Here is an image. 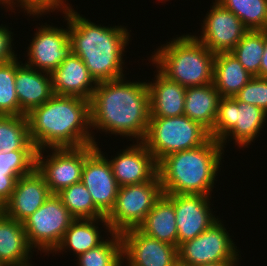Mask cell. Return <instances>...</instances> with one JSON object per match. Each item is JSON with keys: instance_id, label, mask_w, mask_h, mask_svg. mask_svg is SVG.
<instances>
[{"instance_id": "74e56055", "label": "cell", "mask_w": 267, "mask_h": 266, "mask_svg": "<svg viewBox=\"0 0 267 266\" xmlns=\"http://www.w3.org/2000/svg\"><path fill=\"white\" fill-rule=\"evenodd\" d=\"M260 77L267 78V30H264V53L261 58Z\"/></svg>"}, {"instance_id": "ac0fdd59", "label": "cell", "mask_w": 267, "mask_h": 266, "mask_svg": "<svg viewBox=\"0 0 267 266\" xmlns=\"http://www.w3.org/2000/svg\"><path fill=\"white\" fill-rule=\"evenodd\" d=\"M50 195L45 178L35 168L17 180L12 195L0 210L8 217L22 223L39 209Z\"/></svg>"}, {"instance_id": "ab89813d", "label": "cell", "mask_w": 267, "mask_h": 266, "mask_svg": "<svg viewBox=\"0 0 267 266\" xmlns=\"http://www.w3.org/2000/svg\"><path fill=\"white\" fill-rule=\"evenodd\" d=\"M1 4H2V6H4V8L6 7V9H8L7 6L5 5V3L2 0H0V5Z\"/></svg>"}, {"instance_id": "d590c367", "label": "cell", "mask_w": 267, "mask_h": 266, "mask_svg": "<svg viewBox=\"0 0 267 266\" xmlns=\"http://www.w3.org/2000/svg\"><path fill=\"white\" fill-rule=\"evenodd\" d=\"M13 34L8 27L0 25V64L16 59L17 54L13 50Z\"/></svg>"}, {"instance_id": "ba28073f", "label": "cell", "mask_w": 267, "mask_h": 266, "mask_svg": "<svg viewBox=\"0 0 267 266\" xmlns=\"http://www.w3.org/2000/svg\"><path fill=\"white\" fill-rule=\"evenodd\" d=\"M163 194L158 174L150 181L119 187L114 207L105 217L111 231L138 228Z\"/></svg>"}, {"instance_id": "277c9868", "label": "cell", "mask_w": 267, "mask_h": 266, "mask_svg": "<svg viewBox=\"0 0 267 266\" xmlns=\"http://www.w3.org/2000/svg\"><path fill=\"white\" fill-rule=\"evenodd\" d=\"M223 151L220 142L210 138L199 147L162 158L157 168L163 194L211 196Z\"/></svg>"}, {"instance_id": "4dcf8cb0", "label": "cell", "mask_w": 267, "mask_h": 266, "mask_svg": "<svg viewBox=\"0 0 267 266\" xmlns=\"http://www.w3.org/2000/svg\"><path fill=\"white\" fill-rule=\"evenodd\" d=\"M248 30H267V0H216Z\"/></svg>"}, {"instance_id": "2e32d148", "label": "cell", "mask_w": 267, "mask_h": 266, "mask_svg": "<svg viewBox=\"0 0 267 266\" xmlns=\"http://www.w3.org/2000/svg\"><path fill=\"white\" fill-rule=\"evenodd\" d=\"M126 266H175L177 247L149 237L138 228L121 233Z\"/></svg>"}, {"instance_id": "5b68a950", "label": "cell", "mask_w": 267, "mask_h": 266, "mask_svg": "<svg viewBox=\"0 0 267 266\" xmlns=\"http://www.w3.org/2000/svg\"><path fill=\"white\" fill-rule=\"evenodd\" d=\"M153 54L152 64L185 88L213 83L215 54L194 35L173 38Z\"/></svg>"}, {"instance_id": "e0dca14e", "label": "cell", "mask_w": 267, "mask_h": 266, "mask_svg": "<svg viewBox=\"0 0 267 266\" xmlns=\"http://www.w3.org/2000/svg\"><path fill=\"white\" fill-rule=\"evenodd\" d=\"M119 187L141 184L158 174L157 162L143 142L132 144L108 159Z\"/></svg>"}, {"instance_id": "7c38bea8", "label": "cell", "mask_w": 267, "mask_h": 266, "mask_svg": "<svg viewBox=\"0 0 267 266\" xmlns=\"http://www.w3.org/2000/svg\"><path fill=\"white\" fill-rule=\"evenodd\" d=\"M44 157V149L36 153V169L45 178L51 194L81 181L85 163V146L77 148H50ZM46 158V159H45ZM46 160V161H45Z\"/></svg>"}, {"instance_id": "4316f807", "label": "cell", "mask_w": 267, "mask_h": 266, "mask_svg": "<svg viewBox=\"0 0 267 266\" xmlns=\"http://www.w3.org/2000/svg\"><path fill=\"white\" fill-rule=\"evenodd\" d=\"M37 150L31 142L26 115H0V152Z\"/></svg>"}, {"instance_id": "484cf974", "label": "cell", "mask_w": 267, "mask_h": 266, "mask_svg": "<svg viewBox=\"0 0 267 266\" xmlns=\"http://www.w3.org/2000/svg\"><path fill=\"white\" fill-rule=\"evenodd\" d=\"M253 77L231 52L215 54L213 83L221 97H234Z\"/></svg>"}, {"instance_id": "7a4b0ae2", "label": "cell", "mask_w": 267, "mask_h": 266, "mask_svg": "<svg viewBox=\"0 0 267 266\" xmlns=\"http://www.w3.org/2000/svg\"><path fill=\"white\" fill-rule=\"evenodd\" d=\"M29 136L37 151L97 145L90 123V101L54 94L26 114Z\"/></svg>"}, {"instance_id": "8992f818", "label": "cell", "mask_w": 267, "mask_h": 266, "mask_svg": "<svg viewBox=\"0 0 267 266\" xmlns=\"http://www.w3.org/2000/svg\"><path fill=\"white\" fill-rule=\"evenodd\" d=\"M210 138L206 128L184 114L176 117H150L142 142L158 163L169 154L194 149Z\"/></svg>"}, {"instance_id": "9c48e42d", "label": "cell", "mask_w": 267, "mask_h": 266, "mask_svg": "<svg viewBox=\"0 0 267 266\" xmlns=\"http://www.w3.org/2000/svg\"><path fill=\"white\" fill-rule=\"evenodd\" d=\"M75 218L56 194H51L44 204L23 222L27 240L32 248L45 254L52 253L60 244L65 231Z\"/></svg>"}, {"instance_id": "ffe728a7", "label": "cell", "mask_w": 267, "mask_h": 266, "mask_svg": "<svg viewBox=\"0 0 267 266\" xmlns=\"http://www.w3.org/2000/svg\"><path fill=\"white\" fill-rule=\"evenodd\" d=\"M51 76L53 92L57 95L76 96L90 101L97 85L81 58L73 53Z\"/></svg>"}, {"instance_id": "83f0119b", "label": "cell", "mask_w": 267, "mask_h": 266, "mask_svg": "<svg viewBox=\"0 0 267 266\" xmlns=\"http://www.w3.org/2000/svg\"><path fill=\"white\" fill-rule=\"evenodd\" d=\"M110 236L112 239L77 256L78 266H124L121 234L112 232Z\"/></svg>"}, {"instance_id": "8d00e7d4", "label": "cell", "mask_w": 267, "mask_h": 266, "mask_svg": "<svg viewBox=\"0 0 267 266\" xmlns=\"http://www.w3.org/2000/svg\"><path fill=\"white\" fill-rule=\"evenodd\" d=\"M19 178L18 175L0 174V209L9 200Z\"/></svg>"}, {"instance_id": "6da1fadb", "label": "cell", "mask_w": 267, "mask_h": 266, "mask_svg": "<svg viewBox=\"0 0 267 266\" xmlns=\"http://www.w3.org/2000/svg\"><path fill=\"white\" fill-rule=\"evenodd\" d=\"M125 80L97 83L90 99L91 128L142 142L150 120L147 83Z\"/></svg>"}, {"instance_id": "4fadbf2b", "label": "cell", "mask_w": 267, "mask_h": 266, "mask_svg": "<svg viewBox=\"0 0 267 266\" xmlns=\"http://www.w3.org/2000/svg\"><path fill=\"white\" fill-rule=\"evenodd\" d=\"M46 25V26H45ZM41 25L28 46L25 64L42 72L53 73L72 53V43L67 29Z\"/></svg>"}, {"instance_id": "44dd1931", "label": "cell", "mask_w": 267, "mask_h": 266, "mask_svg": "<svg viewBox=\"0 0 267 266\" xmlns=\"http://www.w3.org/2000/svg\"><path fill=\"white\" fill-rule=\"evenodd\" d=\"M32 250L23 224L0 210V263L3 266H33L29 263Z\"/></svg>"}, {"instance_id": "8fae6325", "label": "cell", "mask_w": 267, "mask_h": 266, "mask_svg": "<svg viewBox=\"0 0 267 266\" xmlns=\"http://www.w3.org/2000/svg\"><path fill=\"white\" fill-rule=\"evenodd\" d=\"M98 144L85 146L81 182L92 196L95 207L106 217L114 207L119 186L112 167Z\"/></svg>"}, {"instance_id": "9a60e30c", "label": "cell", "mask_w": 267, "mask_h": 266, "mask_svg": "<svg viewBox=\"0 0 267 266\" xmlns=\"http://www.w3.org/2000/svg\"><path fill=\"white\" fill-rule=\"evenodd\" d=\"M174 204L178 246L192 240L208 229L216 218L210 209L211 196L194 194H165ZM210 198V199H209Z\"/></svg>"}, {"instance_id": "e575fe53", "label": "cell", "mask_w": 267, "mask_h": 266, "mask_svg": "<svg viewBox=\"0 0 267 266\" xmlns=\"http://www.w3.org/2000/svg\"><path fill=\"white\" fill-rule=\"evenodd\" d=\"M234 98L258 106L267 113V78L254 76Z\"/></svg>"}, {"instance_id": "d6986e66", "label": "cell", "mask_w": 267, "mask_h": 266, "mask_svg": "<svg viewBox=\"0 0 267 266\" xmlns=\"http://www.w3.org/2000/svg\"><path fill=\"white\" fill-rule=\"evenodd\" d=\"M15 90L19 101V115H26L54 95L52 76L50 73L23 64L17 59Z\"/></svg>"}, {"instance_id": "5bb4252c", "label": "cell", "mask_w": 267, "mask_h": 266, "mask_svg": "<svg viewBox=\"0 0 267 266\" xmlns=\"http://www.w3.org/2000/svg\"><path fill=\"white\" fill-rule=\"evenodd\" d=\"M201 26V36L194 35L214 54L231 52L248 29L231 11L215 0Z\"/></svg>"}, {"instance_id": "3957f363", "label": "cell", "mask_w": 267, "mask_h": 266, "mask_svg": "<svg viewBox=\"0 0 267 266\" xmlns=\"http://www.w3.org/2000/svg\"><path fill=\"white\" fill-rule=\"evenodd\" d=\"M64 16L73 54L81 58L95 82L124 78L123 56L131 37L127 28L96 25L72 8Z\"/></svg>"}, {"instance_id": "52a82bcc", "label": "cell", "mask_w": 267, "mask_h": 266, "mask_svg": "<svg viewBox=\"0 0 267 266\" xmlns=\"http://www.w3.org/2000/svg\"><path fill=\"white\" fill-rule=\"evenodd\" d=\"M266 120L267 113L262 108L237 101L234 97H221L217 118L209 134L211 138L220 142L223 149L227 139L230 141L232 138L239 148H248V145L259 136Z\"/></svg>"}, {"instance_id": "60d3db41", "label": "cell", "mask_w": 267, "mask_h": 266, "mask_svg": "<svg viewBox=\"0 0 267 266\" xmlns=\"http://www.w3.org/2000/svg\"><path fill=\"white\" fill-rule=\"evenodd\" d=\"M4 3H5V5L7 6V8H8V3H9V0H2Z\"/></svg>"}, {"instance_id": "f546056e", "label": "cell", "mask_w": 267, "mask_h": 266, "mask_svg": "<svg viewBox=\"0 0 267 266\" xmlns=\"http://www.w3.org/2000/svg\"><path fill=\"white\" fill-rule=\"evenodd\" d=\"M231 53L251 75L260 77V64L264 53V30H248Z\"/></svg>"}, {"instance_id": "836d02e7", "label": "cell", "mask_w": 267, "mask_h": 266, "mask_svg": "<svg viewBox=\"0 0 267 266\" xmlns=\"http://www.w3.org/2000/svg\"><path fill=\"white\" fill-rule=\"evenodd\" d=\"M15 1V2H14ZM66 0H9L8 9L14 10L15 5L24 10V13L30 14L29 17L32 15L33 17H41V15L48 12H54L57 10L63 11V14L67 12L70 8V4H65ZM69 5V6H68ZM11 7V8H10ZM61 8V9H59Z\"/></svg>"}, {"instance_id": "d6a6232c", "label": "cell", "mask_w": 267, "mask_h": 266, "mask_svg": "<svg viewBox=\"0 0 267 266\" xmlns=\"http://www.w3.org/2000/svg\"><path fill=\"white\" fill-rule=\"evenodd\" d=\"M37 150H15L0 152V174L18 175L31 173L36 168Z\"/></svg>"}, {"instance_id": "f1b7e54d", "label": "cell", "mask_w": 267, "mask_h": 266, "mask_svg": "<svg viewBox=\"0 0 267 266\" xmlns=\"http://www.w3.org/2000/svg\"><path fill=\"white\" fill-rule=\"evenodd\" d=\"M75 219L105 218L95 207L92 196L80 181L56 194Z\"/></svg>"}, {"instance_id": "7402d4cb", "label": "cell", "mask_w": 267, "mask_h": 266, "mask_svg": "<svg viewBox=\"0 0 267 266\" xmlns=\"http://www.w3.org/2000/svg\"><path fill=\"white\" fill-rule=\"evenodd\" d=\"M155 81L147 82L150 117H176L184 115L186 88L156 70Z\"/></svg>"}, {"instance_id": "d4e9b609", "label": "cell", "mask_w": 267, "mask_h": 266, "mask_svg": "<svg viewBox=\"0 0 267 266\" xmlns=\"http://www.w3.org/2000/svg\"><path fill=\"white\" fill-rule=\"evenodd\" d=\"M220 98L214 83L188 87L185 92L184 114L210 132L217 118Z\"/></svg>"}, {"instance_id": "1f68e13d", "label": "cell", "mask_w": 267, "mask_h": 266, "mask_svg": "<svg viewBox=\"0 0 267 266\" xmlns=\"http://www.w3.org/2000/svg\"><path fill=\"white\" fill-rule=\"evenodd\" d=\"M16 70L17 58L0 64V115H19V101L15 90Z\"/></svg>"}, {"instance_id": "f35d334b", "label": "cell", "mask_w": 267, "mask_h": 266, "mask_svg": "<svg viewBox=\"0 0 267 266\" xmlns=\"http://www.w3.org/2000/svg\"><path fill=\"white\" fill-rule=\"evenodd\" d=\"M237 262H219V263H209L198 266H236L239 265Z\"/></svg>"}, {"instance_id": "cb8c5ba5", "label": "cell", "mask_w": 267, "mask_h": 266, "mask_svg": "<svg viewBox=\"0 0 267 266\" xmlns=\"http://www.w3.org/2000/svg\"><path fill=\"white\" fill-rule=\"evenodd\" d=\"M138 229L149 237L178 248L175 208L172 201L165 194H162L155 202L154 207L146 215L145 220Z\"/></svg>"}, {"instance_id": "b9f144b4", "label": "cell", "mask_w": 267, "mask_h": 266, "mask_svg": "<svg viewBox=\"0 0 267 266\" xmlns=\"http://www.w3.org/2000/svg\"><path fill=\"white\" fill-rule=\"evenodd\" d=\"M175 266H186V265H183V264L177 263Z\"/></svg>"}, {"instance_id": "30bf717a", "label": "cell", "mask_w": 267, "mask_h": 266, "mask_svg": "<svg viewBox=\"0 0 267 266\" xmlns=\"http://www.w3.org/2000/svg\"><path fill=\"white\" fill-rule=\"evenodd\" d=\"M222 222L218 219L194 239L180 244L177 248L178 263L198 266L219 262H239L237 246Z\"/></svg>"}, {"instance_id": "603a6c76", "label": "cell", "mask_w": 267, "mask_h": 266, "mask_svg": "<svg viewBox=\"0 0 267 266\" xmlns=\"http://www.w3.org/2000/svg\"><path fill=\"white\" fill-rule=\"evenodd\" d=\"M99 222L108 230L106 232L112 233L106 218L75 219L65 231L60 244L55 248L53 253H61L69 248V251L73 250V253L76 254L77 257L103 243L105 240L104 237L102 238V235H100L101 232L98 229V225H100Z\"/></svg>"}]
</instances>
